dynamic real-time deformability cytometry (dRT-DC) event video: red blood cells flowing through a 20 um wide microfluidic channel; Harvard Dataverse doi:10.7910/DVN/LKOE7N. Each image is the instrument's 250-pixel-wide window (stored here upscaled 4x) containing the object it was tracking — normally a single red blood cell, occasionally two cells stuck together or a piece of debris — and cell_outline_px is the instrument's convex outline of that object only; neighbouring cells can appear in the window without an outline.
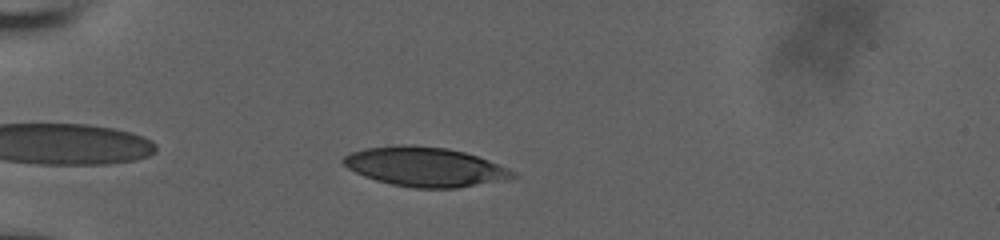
{"species": "human", "species_latin": "Homo sapiens", "temperature_condition": "room temperature", "stored_images_in_passage": 43, "camera_frame_rate_fps": 3000, "um_per_image_px": 0.085, "donor": {"sex": "male"}, "frame": {"image": 1, "passage_image": 4, "time_ms": 1.0, "image_size_px": [1000, 240], "cell_outline_px": [[516, 176], [456, 188], [416, 188], [392, 184], [376, 180], [364, 176], [348, 168], [340, 160], [344, 156], [352, 152], [364, 148], [400, 144], [404, 144], [444, 148], [464, 152], [488, 160], [508, 168], [516, 172]], "centroid_in_image_um": [36.05, 14.16], "position_along_channel_um": 48.9, "area_um2": 38.26}}
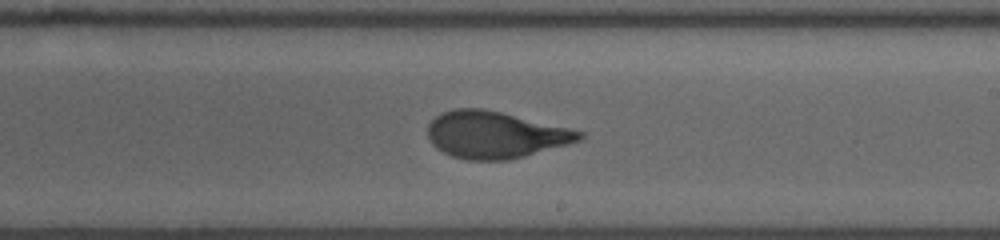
{"frame": {"image": 2, "passage_image": 22, "time_ms": 7.0, "image_size_px": [1000, 240], "cell_outline_px": [[584, 136], [580, 140], [524, 156], [508, 160], [468, 160], [452, 156], [436, 148], [432, 144], [428, 136], [428, 124], [440, 112], [456, 108], [484, 108], [568, 128], [584, 132]], "centroid_in_image_um": [42.04, 11.45], "position_along_channel_um": 247.0, "area_um2": 41.04}}
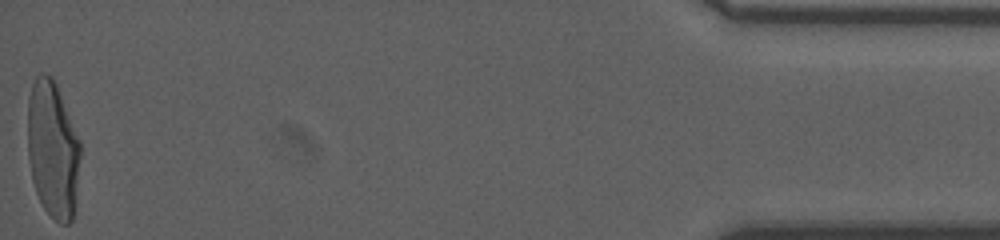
{"frame": {"image": 3, "passage_image": 43, "time_ms": 14.0, "image_size_px": [1000, 240], "cell_outline_px": [[80, 156], [72, 220], [68, 224], [60, 224], [44, 208], [36, 192], [32, 180], [28, 156], [28, 96], [32, 84], [36, 76], [40, 72], [52, 76], [56, 84], [80, 140]], "centroid_in_image_um": [4.47, 12.67], "position_along_channel_um": 430.7, "area_um2": 41.79}, "authors_computed_cell_mechanics": {"area_um2": 41.616, "velocity_mm_per_s": 3.8416, "shape_relaxation_time_tau1_ms": 4.5829, "shape_relaxation_time_tau2_ms": 0.6989, "deformation_change_tau1": 0.2005, "deformation_change_tau2": 0.0642}}